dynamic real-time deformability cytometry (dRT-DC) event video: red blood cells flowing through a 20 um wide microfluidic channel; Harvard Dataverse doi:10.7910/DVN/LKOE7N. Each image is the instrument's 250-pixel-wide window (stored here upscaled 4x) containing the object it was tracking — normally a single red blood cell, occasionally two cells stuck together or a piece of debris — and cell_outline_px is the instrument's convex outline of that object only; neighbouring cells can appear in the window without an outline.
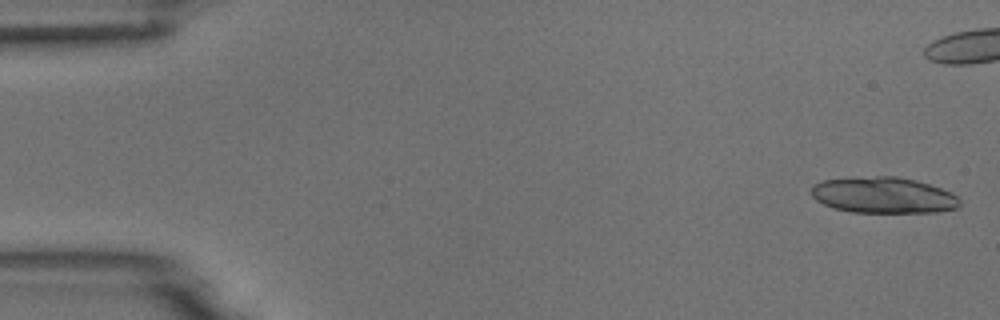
{"species": "common noctule bat (a hibernating species)", "species_latin": "Nyctalus noctula", "temperature_condition": "room temperature", "stored_images_in_passage": 55, "camera_frame_rate_fps": 3000, "um_per_image_px": 0.085, "animal": {"sex": "male", "body_mass_g": 18.8}, "frame": {"image": 1, "passage_image": 1, "time_ms": 0.0, "image_size_px": [1000, 320], "cell_outline_px": [[960, 204], [956, 208], [936, 212], [852, 212], [832, 208], [816, 200], [812, 196], [812, 184], [820, 180], [876, 176], [896, 176], [916, 180], [952, 192], [960, 200]], "centroid_in_image_um": [75.07, 16.59], "position_along_channel_um": 9.9, "area_um2": 31.21}, "authors_computed_cell_mechanics": {"area_um2": 16.2418, "velocity_mm_per_s": 3.7366, "shape_relaxation_time_tau1_ms": 6.0497, "shape_relaxation_time_tau2_ms": 0.8957, "deformation_change_tau1": 0.1092, "deformation_change_tau2": 0.0371}}